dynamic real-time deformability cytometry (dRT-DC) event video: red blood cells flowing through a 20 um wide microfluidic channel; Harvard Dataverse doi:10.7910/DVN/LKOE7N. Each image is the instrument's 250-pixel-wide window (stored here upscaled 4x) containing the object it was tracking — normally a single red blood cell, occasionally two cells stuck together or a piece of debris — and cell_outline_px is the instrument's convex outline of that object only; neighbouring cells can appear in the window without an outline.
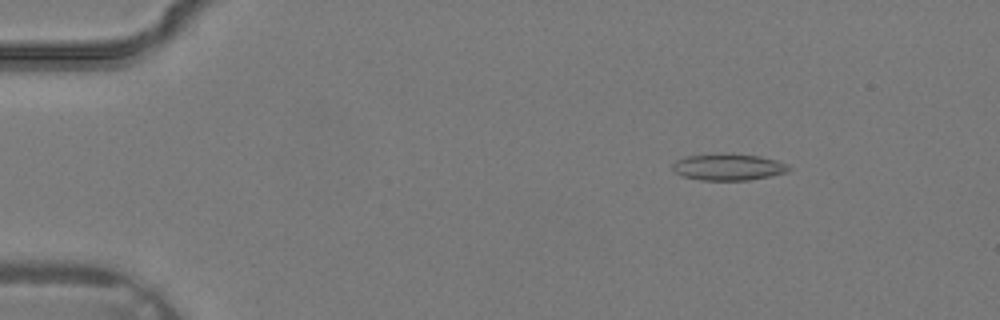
{"species": "common noctule bat (a hibernating species)", "species_latin": "Nyctalus noctula", "temperature_condition": "warm", "stored_images_in_passage": 37, "camera_frame_rate_fps": 3000, "um_per_image_px": 0.085, "animal": {"sex": "male", "body_mass_g": 19.2, "forearm_length_mm": 51.8}, "frame": {"image": 1, "passage_image": 6, "time_ms": 1.667, "image_size_px": [1000, 320], "cell_outline_px": [[792, 168], [788, 172], [772, 176], [748, 180], [700, 180], [684, 176], [676, 172], [672, 168], [672, 164], [676, 160], [684, 156], [720, 152], [724, 152], [760, 156], [776, 160], [788, 164]], "centroid_in_image_um": [61.92, 14.17], "position_along_channel_um": 23.1, "area_um2": 18.44}}
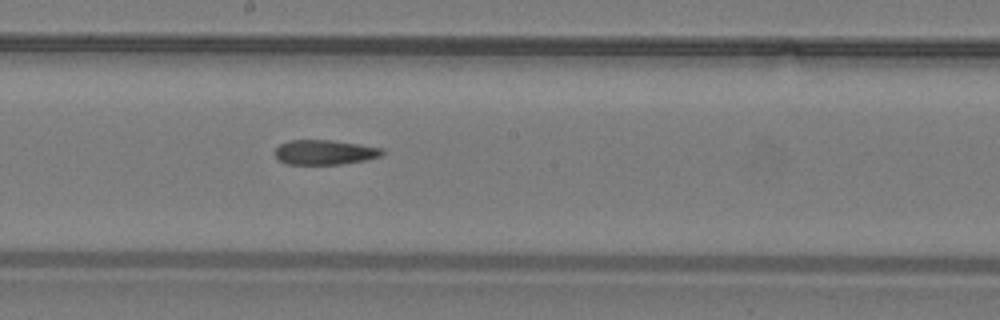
{"frame": {"image": 2, "passage_image": 21, "time_ms": 6.667, "image_size_px": [1000, 320], "cell_outline_px": [[384, 156], [364, 160], [340, 164], [288, 164], [276, 160], [276, 148], [280, 144], [288, 140], [332, 140], [360, 144], [380, 148], [384, 152]], "centroid_in_image_um": [27.59, 12.94], "position_along_channel_um": 220.6, "area_um2": 15.49}}
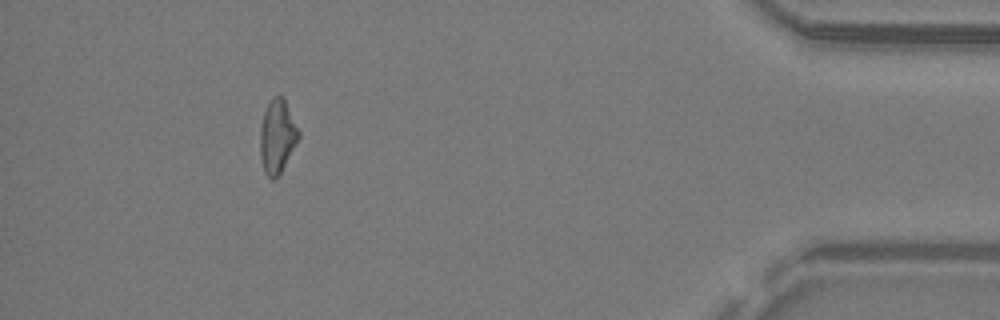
{"frame": {"image": 3, "passage_image": 34, "time_ms": 11.0, "image_size_px": [1000, 320], "cell_outline_px": [[300, 136], [276, 180], [272, 180], [264, 172], [260, 156], [260, 128], [264, 112], [272, 96], [284, 96], [300, 132]], "centroid_in_image_um": [23.56, 11.58], "position_along_channel_um": 411.6, "area_um2": 16.53}}